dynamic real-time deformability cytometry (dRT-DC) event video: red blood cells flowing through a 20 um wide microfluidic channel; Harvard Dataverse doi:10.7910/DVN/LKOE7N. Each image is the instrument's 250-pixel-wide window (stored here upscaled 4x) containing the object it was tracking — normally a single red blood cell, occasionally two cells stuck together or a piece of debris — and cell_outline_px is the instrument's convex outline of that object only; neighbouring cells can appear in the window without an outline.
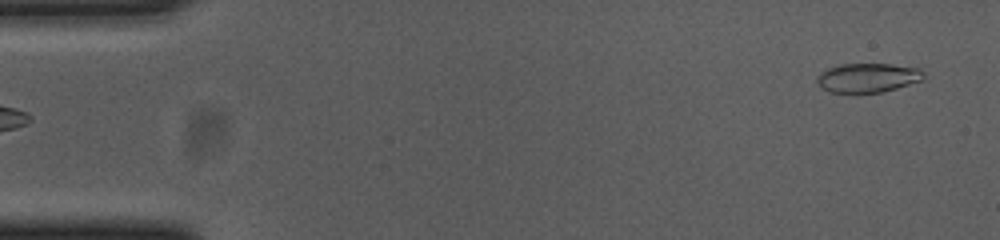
{"species": "common noctule bat (a hibernating species)", "species_latin": "Nyctalus noctula", "temperature_condition": "cold", "stored_images_in_passage": 53, "camera_frame_rate_fps": 3000, "um_per_image_px": 0.085, "animal": {"sex": "female", "body_mass_g": 23.0, "forearm_length_mm": 53.4}, "frame": {"image": 1, "passage_image": 1, "time_ms": 0.0, "image_size_px": [1000, 240], "cell_outline_px": [[924, 76], [920, 80], [896, 88], [880, 92], [828, 92], [820, 88], [816, 80], [816, 76], [820, 72], [828, 68], [840, 64], [892, 64], [920, 68], [924, 72]], "centroid_in_image_um": [73.71, 6.6], "position_along_channel_um": 11.3, "area_um2": 18.09}}
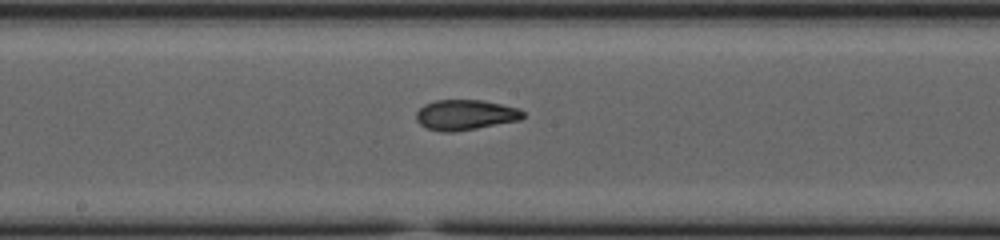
{"frame": {"image": 2, "passage_image": 27, "time_ms": 8.667, "image_size_px": [1000, 240], "cell_outline_px": [[524, 116], [520, 120], [476, 128], [452, 132], [440, 132], [428, 128], [420, 124], [416, 120], [416, 112], [424, 104], [436, 100], [484, 100], [520, 108], [524, 112]], "centroid_in_image_um": [39.56, 9.75], "position_along_channel_um": 208.6, "area_um2": 18.9}}
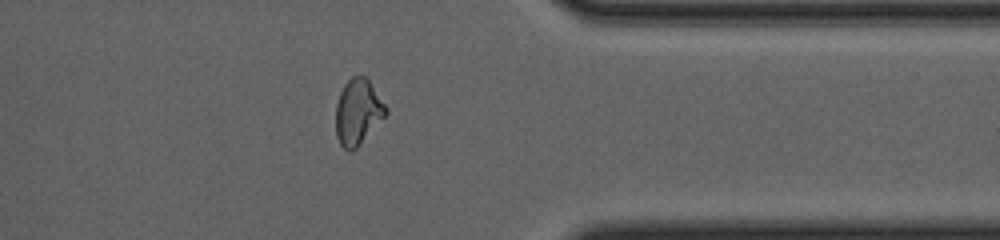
{"frame": {"image": 3, "passage_image": 42, "time_ms": 13.667, "image_size_px": [1000, 240], "cell_outline_px": [[388, 112], [356, 148], [352, 152], [348, 152], [340, 144], [336, 136], [336, 104], [340, 92], [344, 84], [352, 76], [368, 76], [388, 108]], "centroid_in_image_um": [30.42, 9.48], "position_along_channel_um": 381.0, "area_um2": 19.31}, "authors_computed_cell_mechanics": {"area_um2": 18.9584, "velocity_mm_per_s": 3.6747, "shape_relaxation_time_tau1_ms": null, "shape_relaxation_time_tau2_ms": 1.9232, "deformation_change_tau1": null, "deformation_change_tau2": 0.0766}}